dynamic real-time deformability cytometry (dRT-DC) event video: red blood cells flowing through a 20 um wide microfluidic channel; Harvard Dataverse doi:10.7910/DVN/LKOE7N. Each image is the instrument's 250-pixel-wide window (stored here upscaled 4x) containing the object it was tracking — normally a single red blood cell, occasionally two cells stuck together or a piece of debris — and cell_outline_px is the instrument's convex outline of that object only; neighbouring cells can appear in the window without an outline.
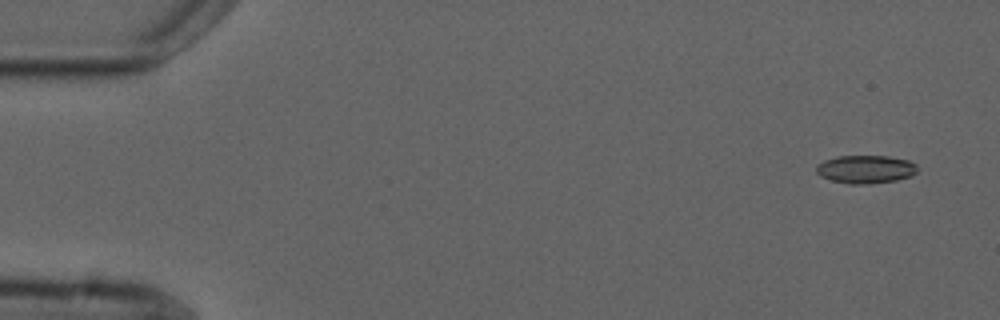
{"species": "common noctule bat (a hibernating species)", "species_latin": "Nyctalus noctula", "temperature_condition": "cold", "stored_images_in_passage": 4, "camera_frame_rate_fps": 3000, "um_per_image_px": 0.085, "animal": {"sex": "male", "forearm_length_mm": 52.5}, "frame": {"image": 1, "passage_image": 1, "time_ms": 0.0, "image_size_px": [1000, 320], "cell_outline_px": [[916, 172], [912, 176], [896, 180], [868, 184], [848, 184], [832, 180], [820, 176], [816, 172], [816, 164], [824, 160], [836, 156], [888, 156], [908, 160], [916, 164]], "centroid_in_image_um": [73.55, 14.38], "position_along_channel_um": 11.4, "area_um2": 16.65}}
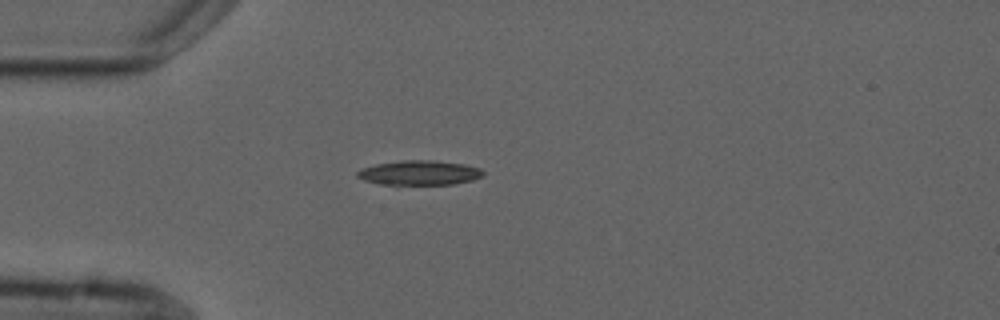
{"frame": {"image": 2, "passage_image": 4, "time_ms": 4.0, "image_size_px": [1000, 320], "cell_outline_px": [[484, 176], [472, 180], [452, 184], [380, 184], [364, 180], [356, 176], [356, 172], [360, 168], [376, 164], [400, 160], [432, 160], [464, 164], [480, 168], [484, 172]], "centroid_in_image_um": [35.63, 14.68], "position_along_channel_um": 49.4, "area_um2": 18.03}}